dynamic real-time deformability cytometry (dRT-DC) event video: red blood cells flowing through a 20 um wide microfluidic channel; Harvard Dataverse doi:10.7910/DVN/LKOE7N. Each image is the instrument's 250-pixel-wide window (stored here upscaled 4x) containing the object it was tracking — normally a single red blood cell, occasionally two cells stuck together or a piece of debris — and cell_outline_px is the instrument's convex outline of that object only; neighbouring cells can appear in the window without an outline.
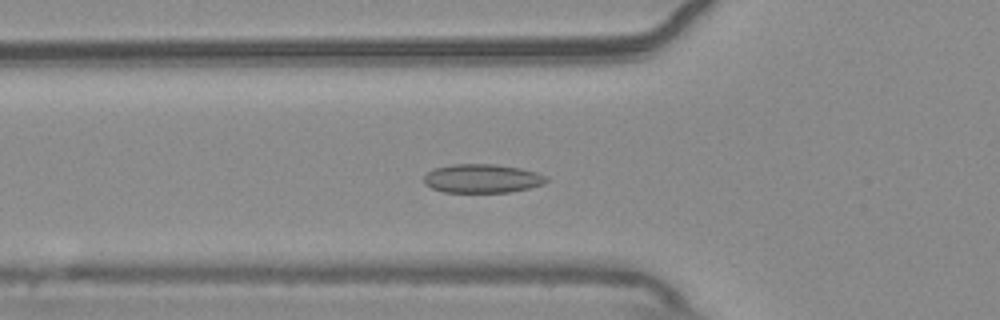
{"species": "common noctule bat (a hibernating species)", "species_latin": "Nyctalus noctula", "temperature_condition": "warm", "stored_images_in_passage": 44, "camera_frame_rate_fps": 3000, "um_per_image_px": 0.085, "animal": {"sex": "male", "body_mass_g": 20.4}, "frame": {"image": 1, "passage_image": 8, "time_ms": 2.333, "image_size_px": [1000, 320], "cell_outline_px": [[548, 180], [544, 184], [528, 188], [508, 192], [444, 192], [432, 188], [424, 184], [424, 176], [428, 172], [436, 168], [452, 164], [496, 164], [520, 168], [536, 172], [548, 176]], "centroid_in_image_um": [41.0, 15.17], "position_along_channel_um": 84.8, "area_um2": 20.52}}
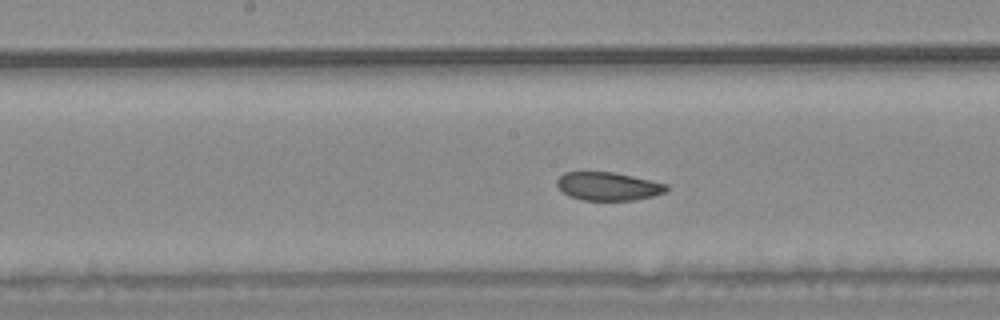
{"frame": {"image": 2, "passage_image": 17, "time_ms": 5.333, "image_size_px": [1000, 320], "cell_outline_px": [[668, 192], [636, 200], [584, 200], [568, 196], [556, 184], [556, 180], [564, 172], [612, 172], [632, 176], [668, 184]], "centroid_in_image_um": [51.71, 15.84], "position_along_channel_um": 196.5, "area_um2": 18.03}}
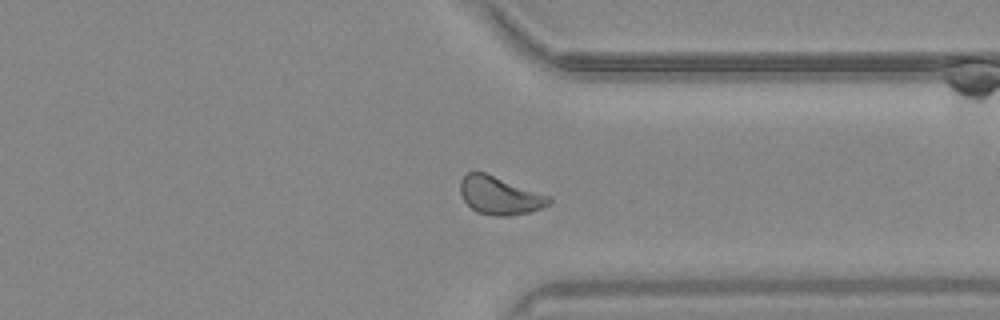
{"frame": {"image": 3, "passage_image": 31, "time_ms": 10.0, "image_size_px": [1000, 320], "cell_outline_px": [[552, 204], [528, 212], [508, 216], [496, 216], [476, 212], [464, 200], [460, 192], [460, 180], [468, 172], [484, 172], [552, 196]], "centroid_in_image_um": [42.5, 16.62], "position_along_channel_um": 368.9, "area_um2": 19.71}, "authors_computed_cell_mechanics": {"area_um2": 19.363, "velocity_mm_per_s": 3.7055, "shape_relaxation_time_tau1_ms": 5.4992, "shape_relaxation_time_tau2_ms": 4.7888, "deformation_change_tau1": 0.0946, "deformation_change_tau2": 0.069}}